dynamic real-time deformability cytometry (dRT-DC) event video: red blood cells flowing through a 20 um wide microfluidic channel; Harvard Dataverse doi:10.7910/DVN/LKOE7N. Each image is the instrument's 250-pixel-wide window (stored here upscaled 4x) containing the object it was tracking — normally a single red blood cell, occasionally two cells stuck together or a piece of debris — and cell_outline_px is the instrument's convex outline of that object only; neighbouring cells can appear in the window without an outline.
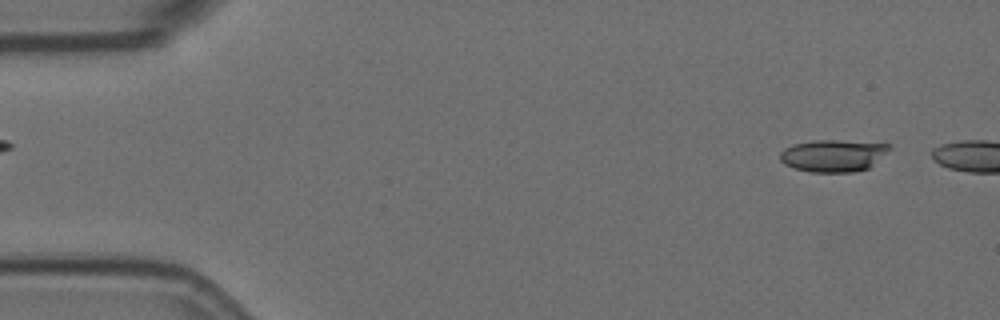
{"species": "Egyptian fruit bat (a non-hibernating species)", "species_latin": "Rousettus aegyptiacus", "temperature_condition": "room temperature", "stored_images_in_passage": 3, "camera_frame_rate_fps": 3000, "um_per_image_px": 0.085, "animal": {"sex": "female"}, "frame": {"image": 1, "passage_image": 1, "time_ms": 0.0, "image_size_px": [1000, 320], "cell_outline_px": [[892, 148], [868, 168], [852, 172], [812, 172], [792, 168], [784, 164], [780, 160], [780, 152], [784, 148], [792, 144], [816, 140], [836, 140], [892, 144]], "centroid_in_image_um": [70.8, 13.22], "position_along_channel_um": 14.2, "area_um2": 20.52}}